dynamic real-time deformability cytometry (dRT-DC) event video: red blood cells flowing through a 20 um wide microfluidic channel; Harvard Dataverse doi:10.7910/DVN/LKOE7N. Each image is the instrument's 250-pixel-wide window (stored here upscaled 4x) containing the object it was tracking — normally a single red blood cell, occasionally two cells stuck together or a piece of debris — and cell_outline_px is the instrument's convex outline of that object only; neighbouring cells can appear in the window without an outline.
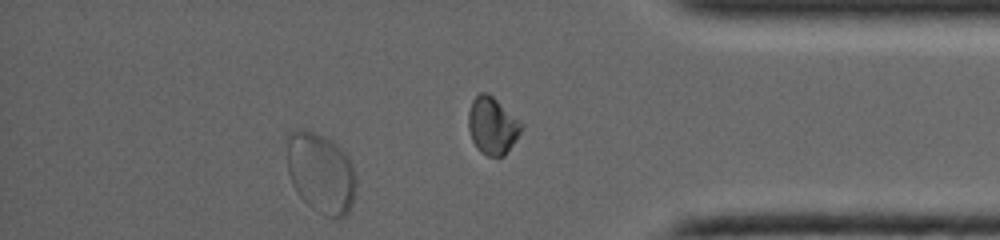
{"species": "common noctule bat (a hibernating species)", "species_latin": "Nyctalus noctula", "temperature_condition": "warm", "stored_images_in_passage": 24, "segment_of_instrument_passage": [2, 2], "camera_frame_rate_fps": 5000, "um_per_image_px": 0.085, "animal": {"sex": "female", "body_mass_g": 19.0, "forearm_length_mm": 53.3}, "frame": {"image": 1, "passage_image": 23, "time_ms": 4.4, "image_size_px": [1000, 240], "cell_outline_px": [[356, 184], [352, 204], [348, 212], [340, 220], [328, 216], [312, 208], [300, 196], [292, 184], [288, 172], [284, 140], [288, 132], [296, 128], [304, 128], [324, 136], [332, 140], [348, 156], [352, 164], [356, 180]], "centroid_in_image_um": [27.23, 14.64], "position_along_channel_um": 408.0, "area_um2": 33.06}}